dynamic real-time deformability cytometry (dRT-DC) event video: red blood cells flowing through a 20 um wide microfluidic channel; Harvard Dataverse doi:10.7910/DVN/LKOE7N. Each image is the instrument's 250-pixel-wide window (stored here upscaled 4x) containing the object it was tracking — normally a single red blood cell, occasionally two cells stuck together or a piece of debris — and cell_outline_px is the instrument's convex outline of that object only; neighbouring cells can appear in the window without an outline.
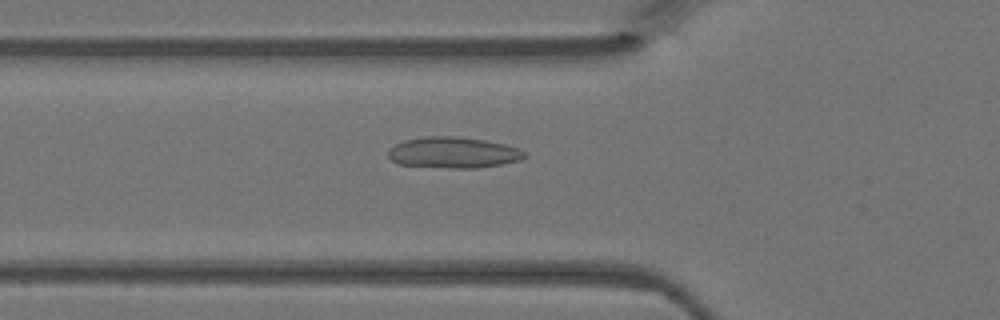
{"species": "Egyptian fruit bat (a non-hibernating species)", "species_latin": "Rousettus aegyptiacus", "temperature_condition": "warm", "stored_images_in_passage": 46, "camera_frame_rate_fps": 3000, "um_per_image_px": 0.085, "animal": {"sex": "female"}, "frame": {"image": 1, "passage_image": 16, "time_ms": 5.0, "image_size_px": [1000, 320], "cell_outline_px": [[524, 156], [520, 160], [500, 164], [476, 168], [456, 168], [400, 164], [392, 160], [388, 156], [388, 148], [404, 140], [424, 136], [456, 136], [484, 140], [504, 144], [516, 148], [524, 152]], "centroid_in_image_um": [38.48, 12.95], "position_along_channel_um": 87.3, "area_um2": 24.33}}
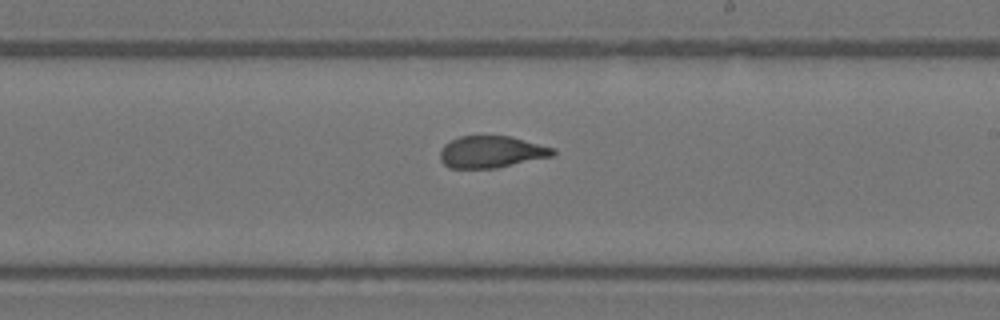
{"frame": {"image": 2, "passage_image": 27, "time_ms": 8.667, "image_size_px": [1000, 320], "cell_outline_px": [[556, 152], [552, 156], [496, 168], [448, 168], [440, 160], [440, 148], [444, 144], [460, 136], [512, 136], [556, 148]], "centroid_in_image_um": [41.77, 12.91], "position_along_channel_um": 247.2, "area_um2": 21.1}}
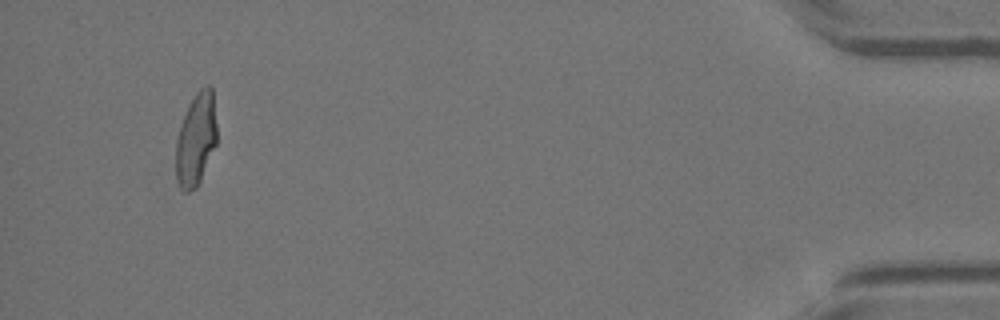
{"frame": {"image": 3, "passage_image": 44, "time_ms": 14.333, "image_size_px": [1000, 320], "cell_outline_px": [[216, 144], [200, 180], [196, 188], [188, 192], [184, 192], [180, 188], [176, 180], [176, 140], [180, 124], [196, 92], [200, 88], [208, 84], [212, 88], [216, 124]], "centroid_in_image_um": [16.65, 11.87], "position_along_channel_um": 418.6, "area_um2": 21.96}}